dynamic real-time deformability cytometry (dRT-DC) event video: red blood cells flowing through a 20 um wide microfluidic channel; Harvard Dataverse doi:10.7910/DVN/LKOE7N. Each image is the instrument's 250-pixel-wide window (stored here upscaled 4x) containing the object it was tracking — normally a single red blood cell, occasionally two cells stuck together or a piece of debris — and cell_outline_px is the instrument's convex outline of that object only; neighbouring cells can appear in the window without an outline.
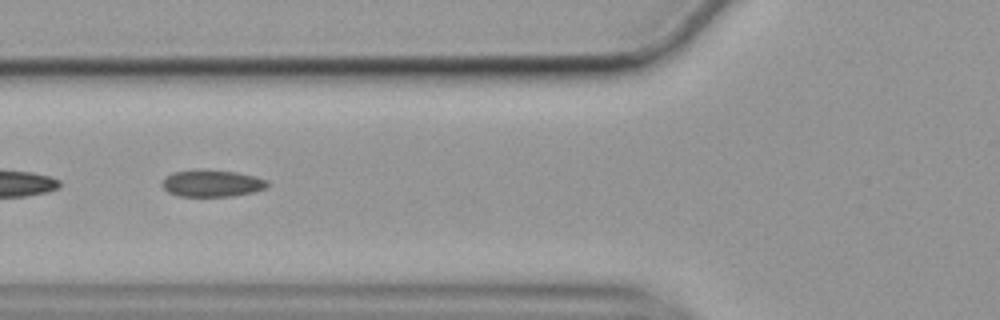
{"species": "common noctule bat (a hibernating species)", "species_latin": "Nyctalus noctula", "temperature_condition": "cold", "stored_images_in_passage": 27, "segment_of_instrument_passage": [2, 2], "camera_frame_rate_fps": 3000, "um_per_image_px": 0.085, "animal": {"sex": "female", "body_mass_g": 19.9}, "frame": {"image": 1, "passage_image": 20, "time_ms": 6.333, "image_size_px": [1000, 320], "cell_outline_px": [[268, 184], [264, 188], [252, 192], [232, 196], [180, 196], [168, 192], [160, 184], [172, 172], [236, 172], [256, 176], [268, 180]], "centroid_in_image_um": [18.05, 15.62], "position_along_channel_um": 107.8, "area_um2": 15.66}}